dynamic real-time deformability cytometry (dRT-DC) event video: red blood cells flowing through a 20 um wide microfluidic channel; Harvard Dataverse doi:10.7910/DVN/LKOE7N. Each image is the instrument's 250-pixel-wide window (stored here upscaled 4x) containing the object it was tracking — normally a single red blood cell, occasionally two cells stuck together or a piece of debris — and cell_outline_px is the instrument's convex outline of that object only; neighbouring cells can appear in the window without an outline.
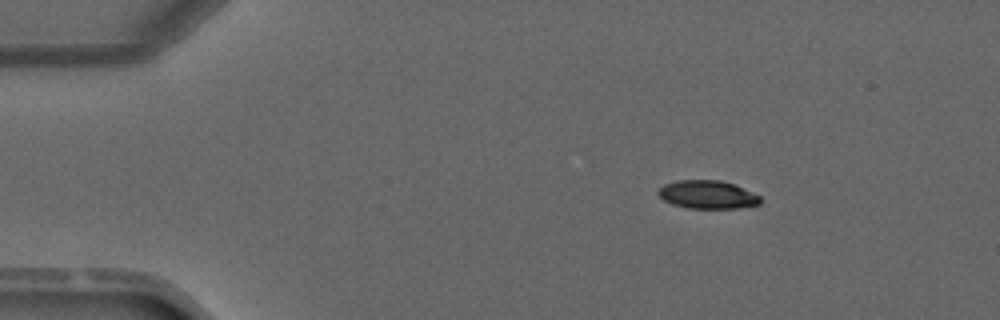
{"species": "common noctule bat (a hibernating species)", "species_latin": "Nyctalus noctula", "temperature_condition": "warm", "stored_images_in_passage": 2, "camera_frame_rate_fps": 3000, "um_per_image_px": 0.085, "animal": {"sex": "male", "forearm_length_mm": 52.5}, "frame": {"image": 1, "passage_image": 1, "time_ms": 0.0, "image_size_px": [1000, 320], "cell_outline_px": [[760, 204], [736, 208], [688, 208], [672, 204], [664, 200], [656, 192], [664, 184], [676, 180], [720, 180], [732, 184], [752, 192], [760, 196]], "centroid_in_image_um": [60.1, 16.54], "position_along_channel_um": 24.9, "area_um2": 16.65}}